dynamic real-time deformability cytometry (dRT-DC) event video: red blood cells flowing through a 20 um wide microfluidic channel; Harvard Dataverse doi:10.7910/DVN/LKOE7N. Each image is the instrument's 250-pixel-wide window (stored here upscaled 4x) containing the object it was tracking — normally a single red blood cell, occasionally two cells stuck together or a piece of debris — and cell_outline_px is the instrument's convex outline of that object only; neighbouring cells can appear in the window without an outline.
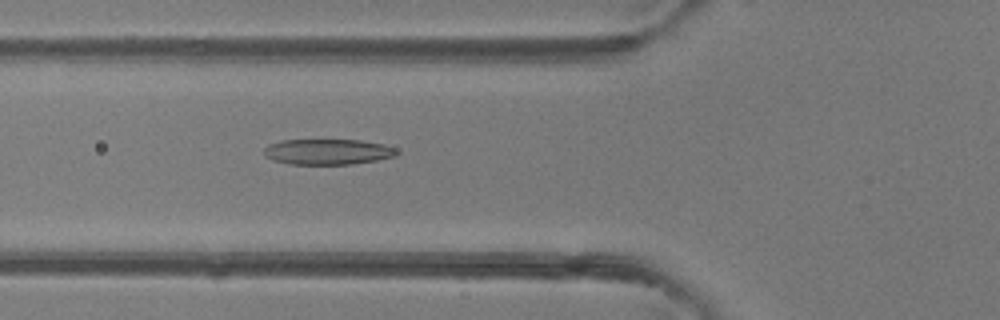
{"species": "common noctule bat (a hibernating species)", "species_latin": "Nyctalus noctula", "temperature_condition": "room temperature", "stored_images_in_passage": 45, "camera_frame_rate_fps": 3000, "um_per_image_px": 0.085, "animal": {"sex": "female"}, "frame": {"image": 1, "passage_image": 16, "time_ms": 5.0, "image_size_px": [1000, 320], "cell_outline_px": [[400, 152], [396, 156], [376, 160], [352, 164], [288, 164], [272, 160], [264, 156], [264, 148], [268, 144], [280, 140], [360, 140], [384, 144], [396, 148]], "centroid_in_image_um": [27.85, 12.9], "position_along_channel_um": 98.0, "area_um2": 20.0}}
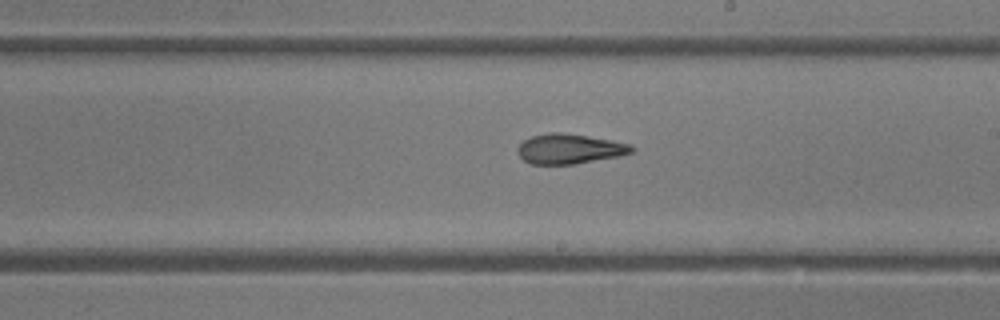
{"frame": {"image": 2, "passage_image": 26, "time_ms": 8.333, "image_size_px": [1000, 320], "cell_outline_px": [[636, 148], [632, 152], [620, 156], [576, 164], [532, 164], [524, 160], [520, 156], [516, 148], [524, 140], [532, 136], [548, 132], [560, 132], [608, 140], [628, 144]], "centroid_in_image_um": [48.38, 12.66], "position_along_channel_um": 240.6, "area_um2": 19.65}}
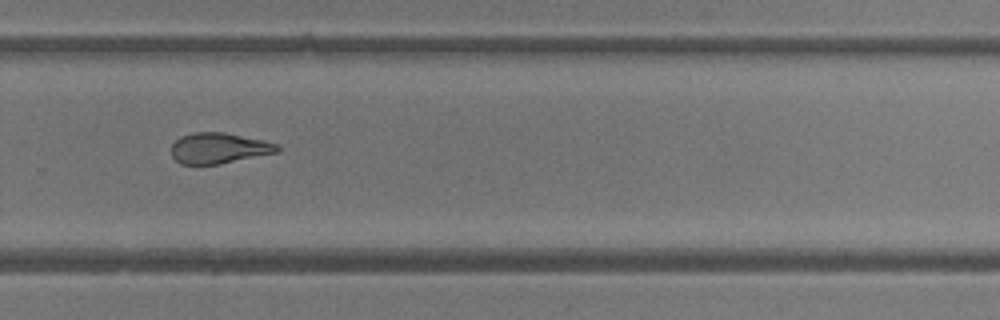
{"frame": {"image": 3, "passage_image": 31, "time_ms": 10.0, "image_size_px": [1000, 320], "cell_outline_px": [[280, 152], [220, 164], [180, 164], [172, 156], [172, 144], [180, 136], [196, 132], [224, 132], [264, 140], [276, 144], [280, 148]], "centroid_in_image_um": [18.62, 12.59], "position_along_channel_um": 311.2, "area_um2": 19.02}, "authors_computed_cell_mechanics": {"area_um2": 19.8832, "velocity_mm_per_s": 4.2601, "shape_relaxation_time_tau1_ms": 9.0312, "shape_relaxation_time_tau2_ms": 1.8488, "deformation_change_tau1": 0.259, "deformation_change_tau2": 0.1099}}